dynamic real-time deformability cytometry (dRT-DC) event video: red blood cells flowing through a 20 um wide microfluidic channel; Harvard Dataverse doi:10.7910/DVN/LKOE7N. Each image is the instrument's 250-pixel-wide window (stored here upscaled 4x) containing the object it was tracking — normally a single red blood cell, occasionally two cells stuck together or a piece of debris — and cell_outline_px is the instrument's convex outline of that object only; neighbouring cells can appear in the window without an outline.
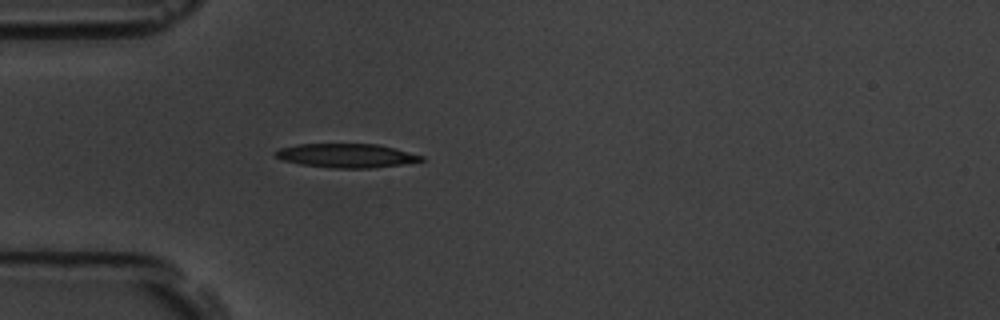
{"species": "common noctule bat (a hibernating species)", "species_latin": "Nyctalus noctula", "temperature_condition": "room temperature", "stored_images_in_passage": 2, "camera_frame_rate_fps": 3000, "um_per_image_px": 0.085, "animal": {"sex": "male", "body_mass_g": 19.5, "forearm_length_mm": 54.6}, "frame": {"image": 1, "passage_image": 2, "time_ms": 2.0, "image_size_px": [1000, 320], "cell_outline_px": [[424, 160], [400, 164], [372, 168], [332, 168], [300, 164], [280, 160], [272, 152], [280, 148], [296, 144], [376, 144], [396, 148], [424, 156]], "centroid_in_image_um": [29.4, 13.22], "position_along_channel_um": 55.6, "area_um2": 20.4}}